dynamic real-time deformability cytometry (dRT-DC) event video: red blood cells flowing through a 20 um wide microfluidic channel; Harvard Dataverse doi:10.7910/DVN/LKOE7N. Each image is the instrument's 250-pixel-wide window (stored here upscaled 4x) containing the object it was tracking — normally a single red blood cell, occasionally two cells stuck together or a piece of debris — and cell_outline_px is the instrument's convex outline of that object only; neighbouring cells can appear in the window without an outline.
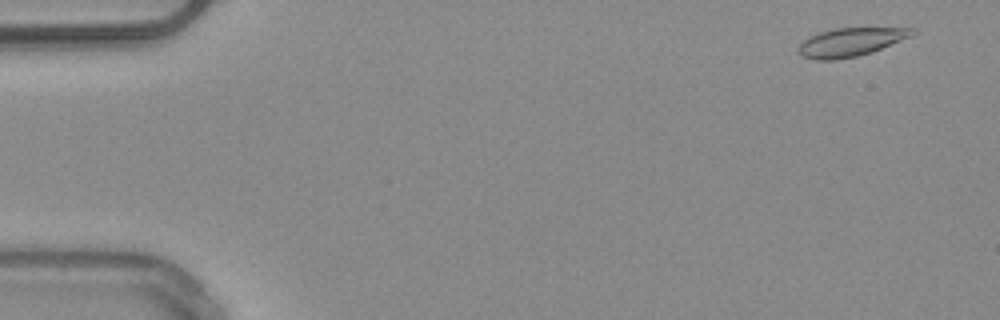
{"species": "common noctule bat (a hibernating species)", "species_latin": "Nyctalus noctula", "temperature_condition": "warm", "stored_images_in_passage": 50, "camera_frame_rate_fps": 3000, "um_per_image_px": 0.085, "animal": {"sex": "male", "body_mass_g": 20.4}, "frame": {"image": 1, "passage_image": 2, "time_ms": 0.333, "image_size_px": [1000, 320], "cell_outline_px": [[916, 32], [912, 36], [872, 52], [856, 56], [832, 60], [816, 60], [800, 56], [800, 44], [804, 40], [820, 32], [832, 28], [916, 28]], "centroid_in_image_um": [72.33, 3.57], "position_along_channel_um": 12.7, "area_um2": 18.67}}
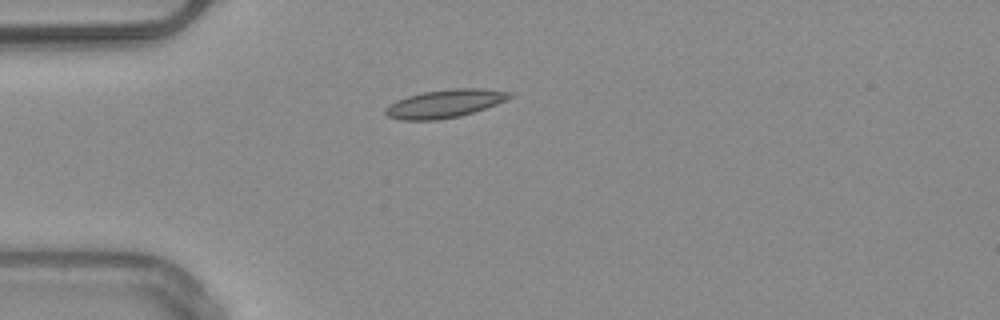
{"frame": {"image": 2, "passage_image": 13, "time_ms": 4.0, "image_size_px": [1000, 320], "cell_outline_px": [[512, 96], [496, 104], [460, 116], [436, 120], [400, 120], [388, 116], [384, 112], [384, 108], [396, 100], [408, 96], [424, 92], [452, 88], [480, 88], [512, 92]], "centroid_in_image_um": [37.77, 8.8], "position_along_channel_um": 47.2, "area_um2": 20.17}}
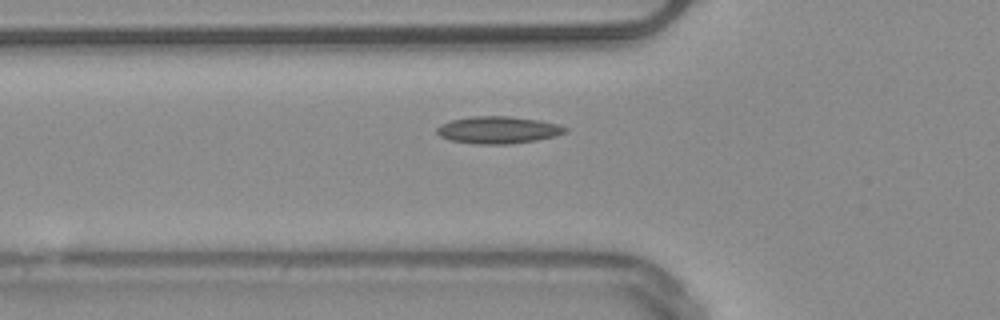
{"frame": {"image": 3, "passage_image": 17, "time_ms": 5.333, "image_size_px": [1000, 320], "cell_outline_px": [[568, 132], [556, 136], [536, 140], [508, 144], [476, 144], [448, 140], [440, 136], [436, 132], [436, 128], [440, 124], [452, 120], [472, 116], [508, 116], [540, 120], [560, 124], [568, 128]], "centroid_in_image_um": [42.36, 11.04], "position_along_channel_um": 83.4, "area_um2": 20.52}, "authors_computed_cell_mechanics": {"area_um2": 18.2937, "velocity_mm_per_s": 3.9793, "shape_relaxation_time_tau1_ms": null, "shape_relaxation_time_tau2_ms": 11.0932, "deformation_change_tau1": null, "deformation_change_tau2": 0.1555}}